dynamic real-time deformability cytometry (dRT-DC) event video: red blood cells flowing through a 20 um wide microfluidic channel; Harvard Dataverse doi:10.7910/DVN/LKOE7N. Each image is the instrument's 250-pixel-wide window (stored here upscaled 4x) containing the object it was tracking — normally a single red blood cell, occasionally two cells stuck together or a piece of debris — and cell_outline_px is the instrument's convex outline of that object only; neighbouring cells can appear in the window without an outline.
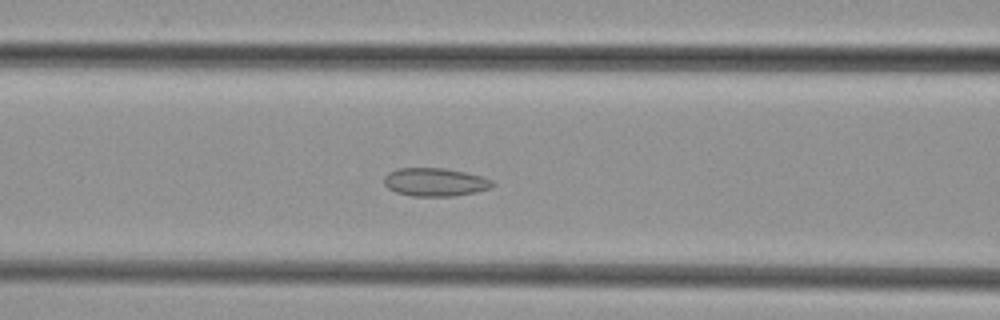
{"species": "common noctule bat (a hibernating species)", "species_latin": "Nyctalus noctula", "temperature_condition": "cold", "stored_images_in_passage": 44, "camera_frame_rate_fps": 3000, "um_per_image_px": 0.085, "animal": {"sex": "female", "body_mass_g": 29.2, "forearm_length_mm": 56.3}, "frame": {"image": 1, "passage_image": 15, "time_ms": 4.667, "image_size_px": [1000, 320], "cell_outline_px": [[496, 184], [488, 188], [476, 192], [452, 196], [412, 196], [396, 192], [388, 188], [384, 184], [384, 176], [388, 172], [396, 168], [444, 168], [464, 172], [480, 176], [492, 180]], "centroid_in_image_um": [36.94, 15.47], "position_along_channel_um": 129.7, "area_um2": 17.8}}
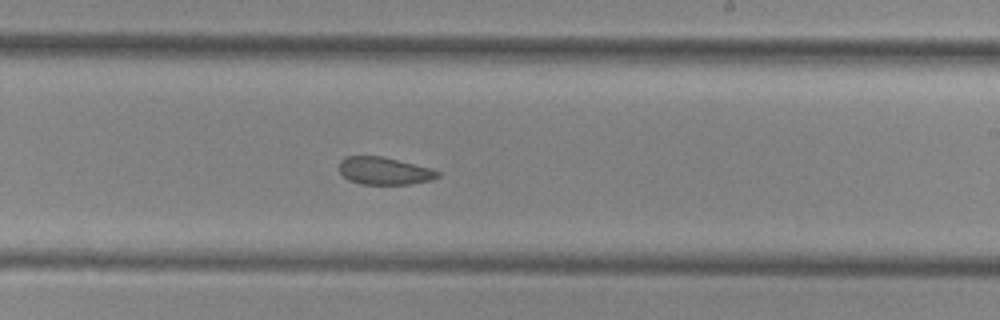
{"frame": {"image": 2, "passage_image": 24, "time_ms": 7.667, "image_size_px": [1000, 320], "cell_outline_px": [[440, 176], [432, 180], [408, 184], [360, 184], [348, 180], [340, 172], [340, 160], [344, 156], [380, 156], [428, 168], [440, 172]], "centroid_in_image_um": [32.62, 14.53], "position_along_channel_um": 256.4, "area_um2": 15.55}}
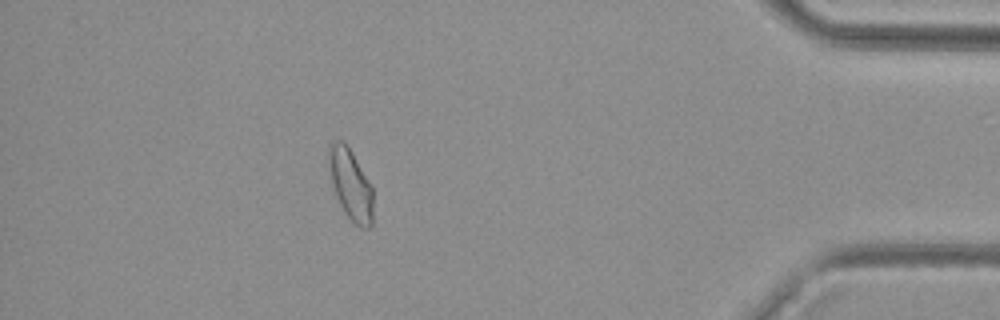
{"frame": {"image": 3, "passage_image": 38, "time_ms": 12.333, "image_size_px": [1000, 320], "cell_outline_px": [[372, 224], [368, 228], [360, 228], [352, 224], [344, 212], [336, 196], [332, 184], [328, 168], [328, 144], [332, 140], [344, 140], [352, 152], [372, 184]], "centroid_in_image_um": [29.78, 15.66], "position_along_channel_um": 405.4, "area_um2": 18.79}}